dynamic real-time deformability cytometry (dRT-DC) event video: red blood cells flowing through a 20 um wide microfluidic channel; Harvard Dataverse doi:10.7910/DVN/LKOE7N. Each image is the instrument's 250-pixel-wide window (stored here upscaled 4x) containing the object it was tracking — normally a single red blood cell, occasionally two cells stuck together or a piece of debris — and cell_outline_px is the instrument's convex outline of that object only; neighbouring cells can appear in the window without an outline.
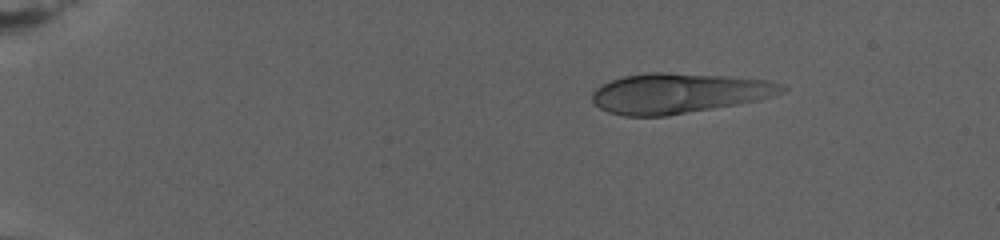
{"species": "human", "species_latin": "Homo sapiens", "temperature_condition": "warm", "stored_images_in_passage": 35, "camera_frame_rate_fps": 3000, "um_per_image_px": 0.085, "donor": {"sex": "female"}, "frame": {"image": 1, "passage_image": 1, "time_ms": 0.0, "image_size_px": [1000, 240], "cell_outline_px": [[788, 88], [772, 96], [756, 100], [736, 104], [668, 116], [624, 116], [608, 112], [600, 108], [592, 100], [592, 92], [600, 84], [624, 76], [648, 72], [668, 72], [728, 76], [768, 80], [784, 84]], "centroid_in_image_um": [57.66, 7.91], "position_along_channel_um": 27.3, "area_um2": 44.39}}
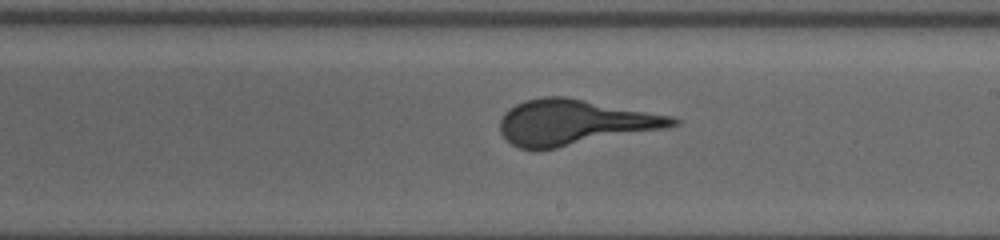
{"frame": {"image": 2, "passage_image": 19, "time_ms": 12.0, "image_size_px": [1000, 240], "cell_outline_px": [[680, 124], [668, 128], [540, 152], [536, 152], [520, 148], [512, 144], [500, 132], [500, 120], [504, 112], [508, 108], [524, 100], [544, 96], [564, 96], [672, 116], [680, 120]], "centroid_in_image_um": [48.8, 10.43], "position_along_channel_um": 240.2, "area_um2": 46.41}}
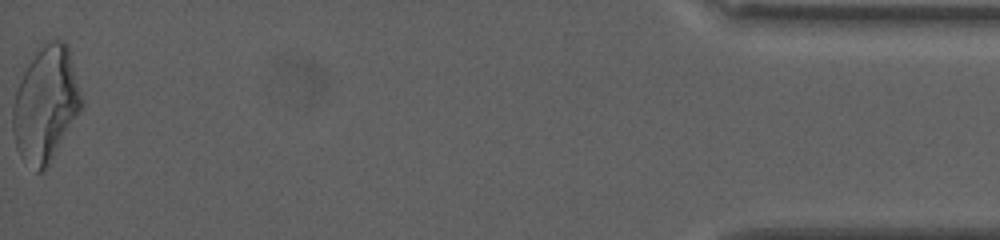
{"frame": {"image": 3, "passage_image": 35, "time_ms": 22.333, "image_size_px": [1000, 240], "cell_outline_px": [[84, 104], [48, 164], [40, 172], [36, 172], [20, 156], [16, 148], [12, 132], [12, 108], [16, 92], [20, 80], [28, 64], [44, 40], [64, 40], [68, 44]], "centroid_in_image_um": [3.88, 8.82], "position_along_channel_um": 431.3, "area_um2": 45.84}}